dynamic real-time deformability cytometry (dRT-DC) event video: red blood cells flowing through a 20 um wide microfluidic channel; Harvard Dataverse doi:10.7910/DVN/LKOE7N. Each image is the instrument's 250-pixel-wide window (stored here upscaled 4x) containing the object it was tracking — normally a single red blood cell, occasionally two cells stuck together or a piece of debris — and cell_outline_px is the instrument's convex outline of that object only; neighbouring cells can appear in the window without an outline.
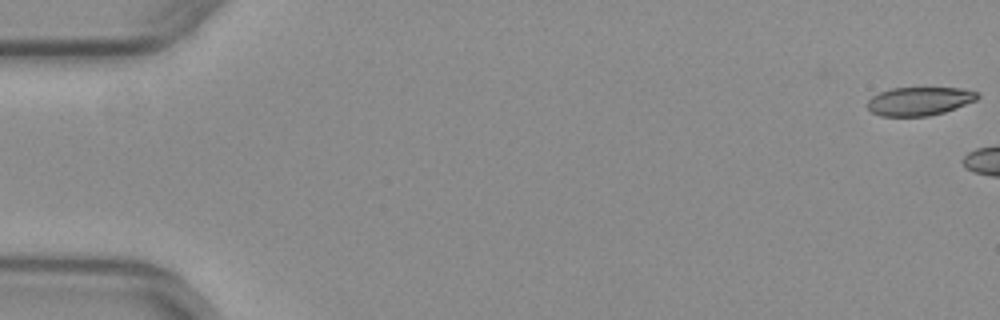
{"species": "common noctule bat (a hibernating species)", "species_latin": "Nyctalus noctula", "temperature_condition": "warm", "stored_images_in_passage": 5, "camera_frame_rate_fps": 3000, "um_per_image_px": 0.085, "animal": {"sex": "female", "body_mass_g": 29.2, "forearm_length_mm": 56.3}, "frame": {"image": 1, "passage_image": 1, "time_ms": 0.0, "image_size_px": [1000, 320], "cell_outline_px": [[980, 96], [976, 100], [956, 108], [944, 112], [928, 116], [880, 116], [872, 112], [868, 108], [868, 100], [872, 96], [880, 92], [892, 88], [964, 88], [976, 92]], "centroid_in_image_um": [78.15, 8.6], "position_along_channel_um": 6.8, "area_um2": 18.21}}